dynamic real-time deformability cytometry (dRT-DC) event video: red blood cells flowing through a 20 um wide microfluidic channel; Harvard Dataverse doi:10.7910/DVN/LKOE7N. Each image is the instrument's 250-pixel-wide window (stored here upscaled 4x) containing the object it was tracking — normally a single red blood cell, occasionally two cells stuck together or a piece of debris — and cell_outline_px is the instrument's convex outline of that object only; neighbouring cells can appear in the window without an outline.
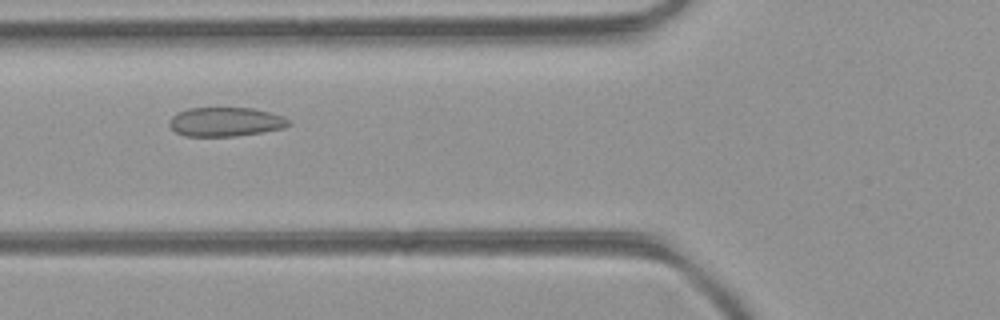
{"species": "common noctule bat (a hibernating species)", "species_latin": "Nyctalus noctula", "temperature_condition": "room temperature", "stored_images_in_passage": 51, "camera_frame_rate_fps": 3000, "um_per_image_px": 0.085, "animal": {"sex": "female", "body_mass_g": 21.9}, "frame": {"image": 1, "passage_image": 18, "time_ms": 5.667, "image_size_px": [1000, 320], "cell_outline_px": [[292, 124], [284, 128], [236, 136], [184, 136], [176, 132], [168, 124], [172, 116], [188, 108], [252, 108], [284, 116], [292, 120]], "centroid_in_image_um": [19.21, 10.36], "position_along_channel_um": 106.6, "area_um2": 20.23}}
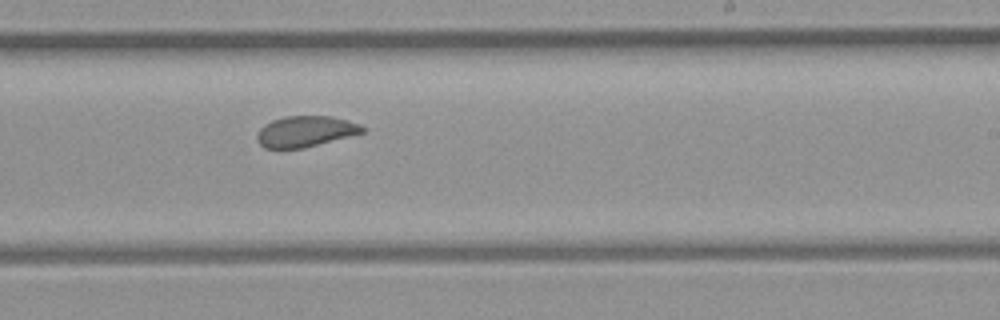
{"frame": {"image": 2, "passage_image": 30, "time_ms": 9.667, "image_size_px": [1000, 320], "cell_outline_px": [[364, 132], [304, 148], [264, 148], [256, 140], [256, 136], [260, 128], [264, 124], [272, 120], [284, 116], [332, 116], [348, 120], [360, 124], [364, 128]], "centroid_in_image_um": [25.93, 11.16], "position_along_channel_um": 263.1, "area_um2": 18.96}}
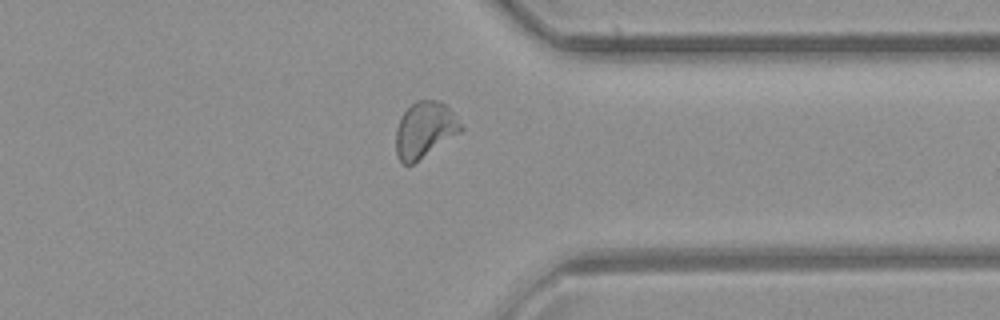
{"frame": {"image": 3, "passage_image": 39, "time_ms": 12.667, "image_size_px": [1000, 320], "cell_outline_px": [[464, 128], [460, 132], [412, 164], [404, 164], [396, 156], [396, 128], [404, 112], [416, 100], [440, 100], [452, 112]], "centroid_in_image_um": [36.08, 11.02], "position_along_channel_um": 375.3, "area_um2": 20.75}, "authors_computed_cell_mechanics": {"area_um2": 20.6924, "velocity_mm_per_s": 3.9045, "shape_relaxation_time_tau1_ms": null, "shape_relaxation_time_tau2_ms": 0.6373, "deformation_change_tau1": null, "deformation_change_tau2": 0.0406}}